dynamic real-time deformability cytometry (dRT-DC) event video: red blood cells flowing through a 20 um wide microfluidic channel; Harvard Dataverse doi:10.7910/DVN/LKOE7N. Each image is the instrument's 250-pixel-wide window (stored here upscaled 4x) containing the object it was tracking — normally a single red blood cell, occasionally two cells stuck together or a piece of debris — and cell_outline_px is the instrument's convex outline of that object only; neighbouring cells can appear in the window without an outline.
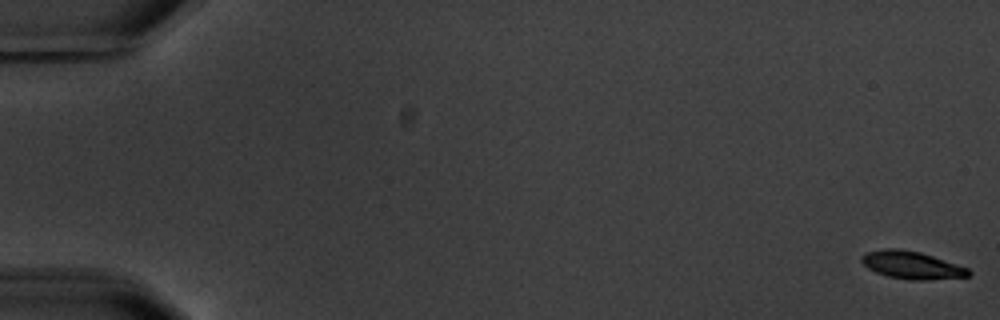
{"species": "common noctule bat (a hibernating species)", "species_latin": "Nyctalus noctula", "temperature_condition": "warm", "stored_images_in_passage": 15, "camera_frame_rate_fps": 3000, "um_per_image_px": 0.085, "animal": {"sex": "male", "body_mass_g": 20.1, "forearm_length_mm": 53.5}, "frame": {"image": 1, "passage_image": 1, "time_ms": 0.0, "image_size_px": [1000, 320], "cell_outline_px": [[972, 272], [968, 276], [924, 280], [912, 280], [888, 276], [876, 272], [868, 268], [860, 260], [860, 256], [864, 252], [884, 248], [896, 248], [920, 252], [968, 268]], "centroid_in_image_um": [77.45, 22.52], "position_along_channel_um": 7.6, "area_um2": 17.11}}
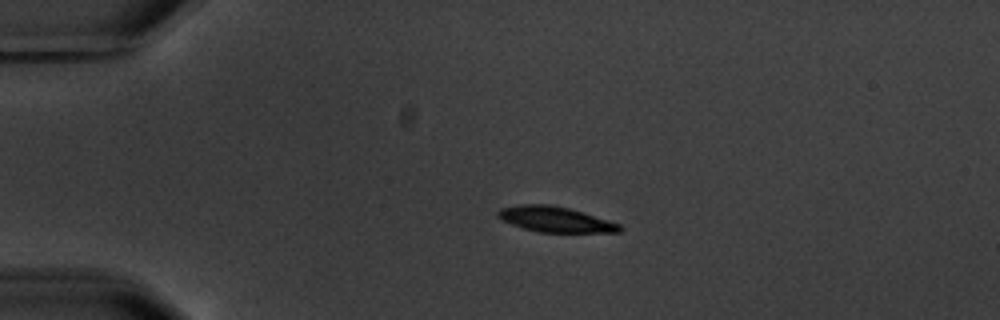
{"frame": {"image": 2, "passage_image": 3, "time_ms": 4.333, "image_size_px": [1000, 320], "cell_outline_px": [[624, 228], [620, 232], [540, 232], [524, 228], [512, 224], [496, 216], [496, 212], [500, 208], [516, 204], [548, 204], [568, 208], [608, 220], [620, 224]], "centroid_in_image_um": [47.18, 18.64], "position_along_channel_um": 37.8, "area_um2": 17.92}, "authors_computed_cell_mechanics": {"area_um2": 18.9584, "velocity_mm_per_s": 3.5398, "shape_relaxation_time_tau1_ms": 2.3454, "shape_relaxation_time_tau2_ms": null, "deformation_change_tau1": 0.104, "deformation_change_tau2": null}}